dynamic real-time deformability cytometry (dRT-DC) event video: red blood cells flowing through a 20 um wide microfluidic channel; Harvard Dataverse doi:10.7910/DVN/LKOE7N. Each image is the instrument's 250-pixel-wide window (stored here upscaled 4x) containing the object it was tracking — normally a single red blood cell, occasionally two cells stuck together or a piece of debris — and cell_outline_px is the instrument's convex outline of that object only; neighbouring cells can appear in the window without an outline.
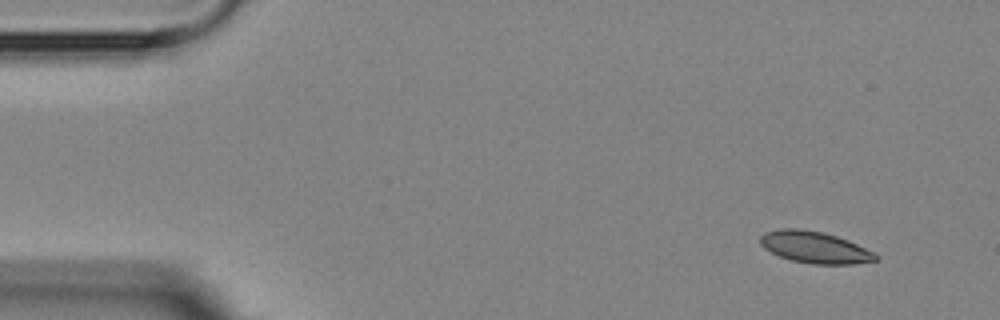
{"species": "Egyptian fruit bat (a non-hibernating species)", "species_latin": "Rousettus aegyptiacus", "temperature_condition": "room temperature", "stored_images_in_passage": 10, "camera_frame_rate_fps": 3000, "um_per_image_px": 0.085, "animal": {"sex": "female"}, "frame": {"image": 1, "passage_image": 1, "time_ms": 0.0, "image_size_px": [1000, 320], "cell_outline_px": [[880, 260], [852, 264], [812, 264], [792, 260], [780, 256], [764, 248], [760, 244], [760, 236], [764, 232], [780, 228], [800, 228], [824, 232], [848, 240], [880, 256]], "centroid_in_image_um": [69.25, 21.01], "position_along_channel_um": 15.8, "area_um2": 21.33}}
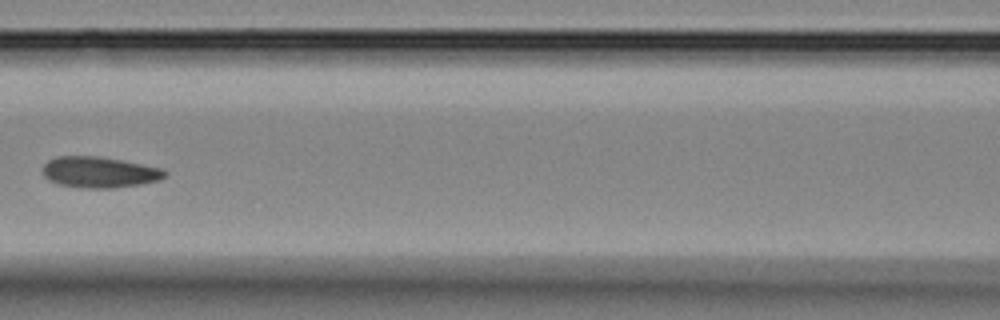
{"frame": {"image": 2, "passage_image": 7, "time_ms": 6.667, "image_size_px": [1000, 320], "cell_outline_px": [[168, 176], [160, 180], [140, 184], [112, 188], [88, 188], [56, 184], [48, 180], [44, 176], [40, 168], [48, 160], [56, 156], [100, 156], [164, 168], [168, 172]], "centroid_in_image_um": [8.45, 14.63], "position_along_channel_um": 158.2, "area_um2": 22.43}}
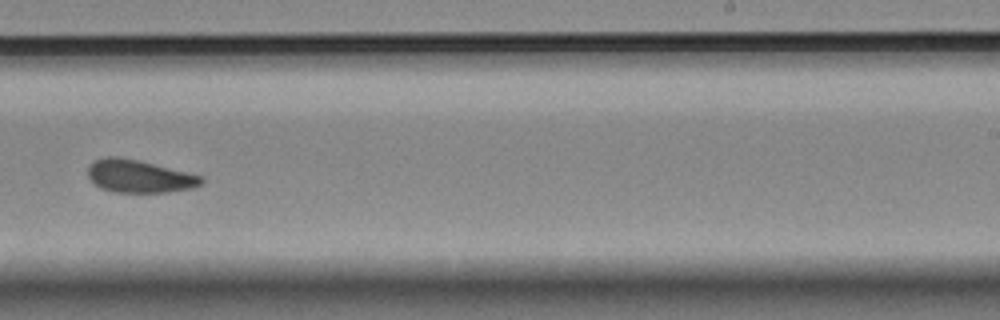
{"frame": {"image": 3, "passage_image": 10, "time_ms": 10.0, "image_size_px": [1000, 320], "cell_outline_px": [[204, 180], [200, 184], [192, 188], [168, 192], [116, 192], [100, 188], [88, 176], [88, 164], [92, 160], [108, 156], [116, 156], [136, 160], [200, 176]], "centroid_in_image_um": [11.76, 14.98], "position_along_channel_um": 277.2, "area_um2": 21.21}}